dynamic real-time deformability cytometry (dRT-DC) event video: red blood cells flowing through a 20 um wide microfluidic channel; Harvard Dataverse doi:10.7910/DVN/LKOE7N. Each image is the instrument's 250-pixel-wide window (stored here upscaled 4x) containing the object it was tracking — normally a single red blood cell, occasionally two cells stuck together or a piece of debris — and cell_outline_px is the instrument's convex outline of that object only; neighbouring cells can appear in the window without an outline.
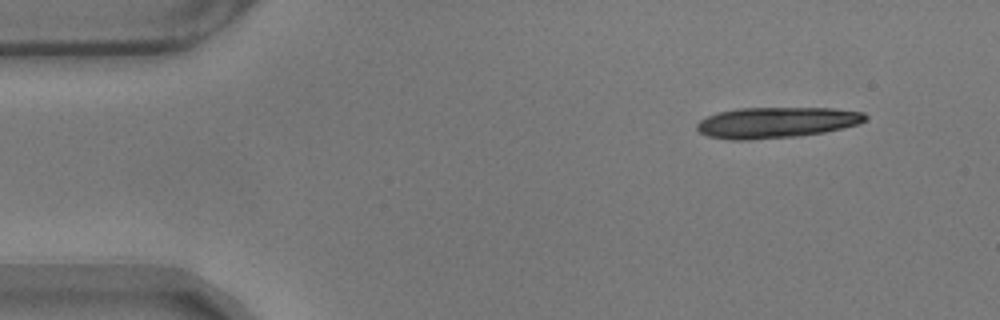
{"species": "common noctule bat (a hibernating species)", "species_latin": "Nyctalus noctula", "temperature_condition": "warm", "stored_images_in_passage": 13, "camera_frame_rate_fps": 3000, "um_per_image_px": 0.085, "animal": {"sex": "male", "body_mass_g": 17.9}, "frame": {"image": 1, "passage_image": 1, "time_ms": 0.0, "image_size_px": [1000, 320], "cell_outline_px": [[868, 120], [860, 124], [824, 132], [796, 136], [748, 140], [732, 140], [708, 136], [700, 132], [696, 128], [696, 124], [700, 120], [708, 116], [720, 112], [736, 108], [832, 108], [864, 112], [868, 116]], "centroid_in_image_um": [66.03, 10.41], "position_along_channel_um": 19.0, "area_um2": 30.35}}